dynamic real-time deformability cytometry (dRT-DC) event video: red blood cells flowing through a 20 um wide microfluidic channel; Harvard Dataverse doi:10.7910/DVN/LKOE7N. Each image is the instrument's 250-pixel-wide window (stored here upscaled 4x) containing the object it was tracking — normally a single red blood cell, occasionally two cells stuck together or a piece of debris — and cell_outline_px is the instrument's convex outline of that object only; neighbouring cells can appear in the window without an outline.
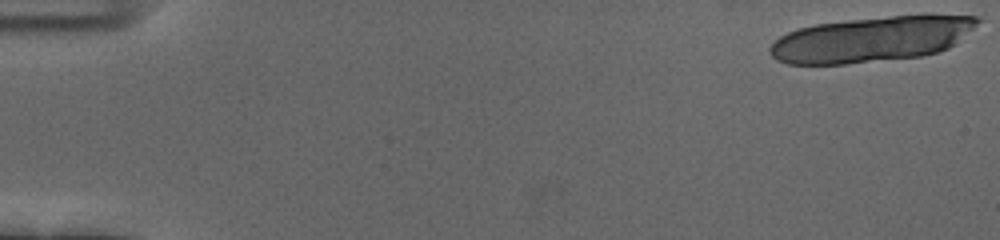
{"species": "human", "species_latin": "Homo sapiens", "temperature_condition": "cold", "stored_images_in_passage": 22, "camera_frame_rate_fps": 3000, "um_per_image_px": 0.085, "donor": {"sex": "female"}, "frame": {"image": 1, "passage_image": 1, "time_ms": 0.0, "image_size_px": [1000, 240], "cell_outline_px": [[984, 20], [956, 44], [948, 48], [936, 52], [920, 56], [844, 64], [788, 64], [776, 60], [768, 52], [768, 48], [780, 36], [788, 32], [800, 28], [816, 24], [852, 20], [892, 16], [980, 16]], "centroid_in_image_um": [74.08, 3.34], "position_along_channel_um": 10.9, "area_um2": 54.33}}
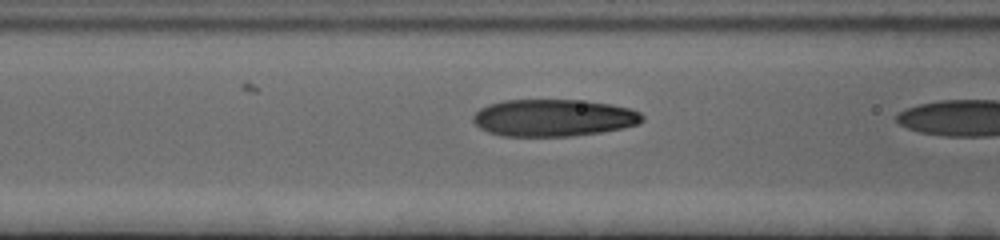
{"frame": {"image": 2, "passage_image": 21, "time_ms": 6.667, "image_size_px": [1000, 240], "cell_outline_px": [[644, 120], [640, 124], [624, 128], [600, 132], [568, 136], [504, 136], [488, 132], [480, 128], [472, 120], [472, 116], [480, 108], [488, 104], [504, 100], [576, 100], [612, 104], [628, 108], [640, 112], [644, 116]], "centroid_in_image_um": [47.05, 10.01], "position_along_channel_um": 119.5, "area_um2": 36.65}}